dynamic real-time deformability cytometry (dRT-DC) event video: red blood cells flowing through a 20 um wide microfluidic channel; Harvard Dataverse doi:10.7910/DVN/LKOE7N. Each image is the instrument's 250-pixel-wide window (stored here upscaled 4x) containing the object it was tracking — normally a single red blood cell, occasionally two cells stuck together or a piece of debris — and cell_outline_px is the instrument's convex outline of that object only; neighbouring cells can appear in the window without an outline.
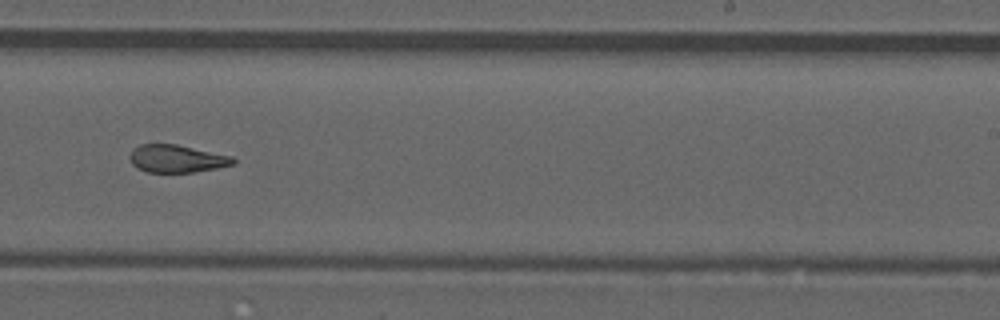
{"species": "common noctule bat (a hibernating species)", "species_latin": "Nyctalus noctula", "temperature_condition": "room temperature", "stored_images_in_passage": 38, "camera_frame_rate_fps": 3000, "um_per_image_px": 0.085, "animal": {"sex": "male", "forearm_length_mm": 52.5}, "frame": {"image": 1, "passage_image": 33, "time_ms": 10.667, "image_size_px": [1000, 320], "cell_outline_px": [[236, 164], [216, 168], [192, 172], [148, 172], [136, 168], [132, 164], [128, 156], [132, 148], [140, 144], [176, 144], [232, 156], [236, 160]], "centroid_in_image_um": [14.99, 13.48], "position_along_channel_um": 274.0, "area_um2": 16.76}}